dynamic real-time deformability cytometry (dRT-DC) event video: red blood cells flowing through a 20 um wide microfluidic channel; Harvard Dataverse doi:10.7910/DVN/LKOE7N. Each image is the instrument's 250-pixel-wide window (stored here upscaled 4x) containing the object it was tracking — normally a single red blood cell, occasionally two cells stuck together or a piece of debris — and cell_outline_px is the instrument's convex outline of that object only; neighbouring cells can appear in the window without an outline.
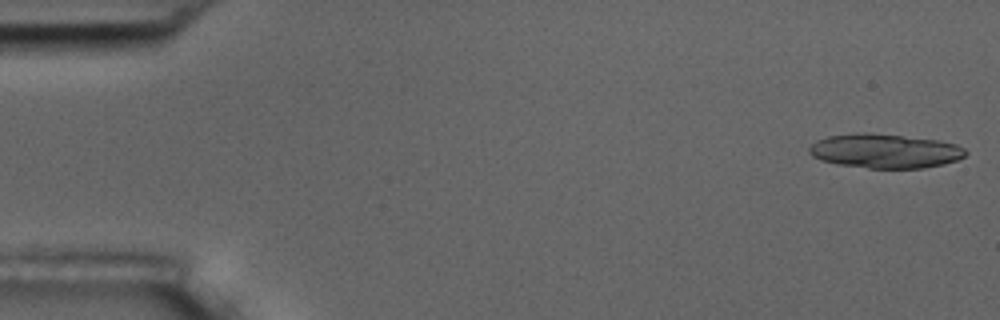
{"species": "common noctule bat (a hibernating species)", "species_latin": "Nyctalus noctula", "temperature_condition": "room temperature", "stored_images_in_passage": 55, "segment_of_instrument_passage": [1, 2], "camera_frame_rate_fps": 3000, "um_per_image_px": 0.085, "animal": {"sex": "male", "body_mass_g": 17.5, "forearm_length_mm": 52.3}, "frame": {"image": 1, "passage_image": 1, "time_ms": 0.0, "image_size_px": [1000, 320], "cell_outline_px": [[968, 152], [964, 156], [956, 160], [944, 164], [924, 168], [868, 168], [836, 164], [820, 160], [812, 156], [808, 152], [808, 148], [816, 140], [828, 136], [856, 132], [868, 132], [940, 140], [956, 144], [964, 148]], "centroid_in_image_um": [75.2, 12.83], "position_along_channel_um": 9.8, "area_um2": 31.5}}